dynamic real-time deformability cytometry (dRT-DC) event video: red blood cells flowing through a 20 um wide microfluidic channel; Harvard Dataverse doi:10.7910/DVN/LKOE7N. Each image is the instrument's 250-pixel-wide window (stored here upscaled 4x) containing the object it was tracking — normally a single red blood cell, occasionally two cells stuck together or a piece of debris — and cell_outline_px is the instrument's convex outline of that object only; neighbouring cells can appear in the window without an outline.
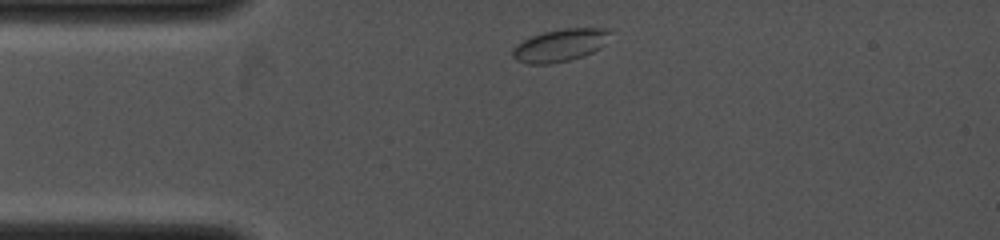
{"species": "common noctule bat (a hibernating species)", "species_latin": "Nyctalus noctula", "temperature_condition": "cold", "stored_images_in_passage": 12, "camera_frame_rate_fps": 4000, "um_per_image_px": 0.085, "animal": {"sex": "female", "body_mass_g": 19.0, "forearm_length_mm": 53.3}, "frame": {"image": 1, "passage_image": 1, "time_ms": 0.0, "image_size_px": [1000, 240], "cell_outline_px": [[608, 32], [604, 44], [600, 48], [584, 56], [568, 60], [548, 64], [528, 64], [516, 60], [512, 56], [512, 48], [516, 44], [532, 36], [544, 32], [564, 28], [608, 28]], "centroid_in_image_um": [47.55, 3.86], "position_along_channel_um": 37.4, "area_um2": 18.26}}
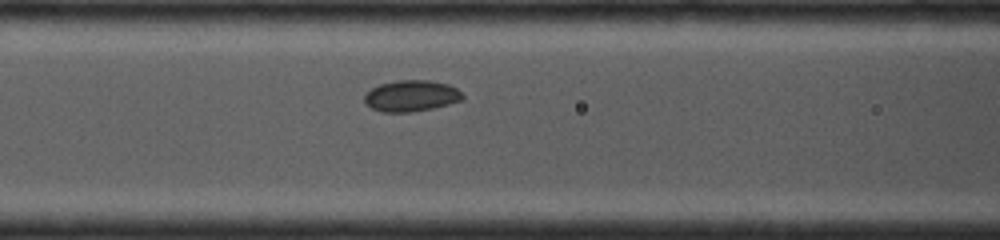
{"frame": {"image": 2, "passage_image": 9, "time_ms": 2.5, "image_size_px": [1000, 240], "cell_outline_px": [[464, 100], [432, 108], [408, 112], [380, 112], [372, 108], [364, 100], [364, 96], [372, 88], [380, 84], [396, 80], [428, 80], [448, 84], [456, 88], [464, 96]], "centroid_in_image_um": [34.97, 8.14], "position_along_channel_um": 131.6, "area_um2": 17.74}}
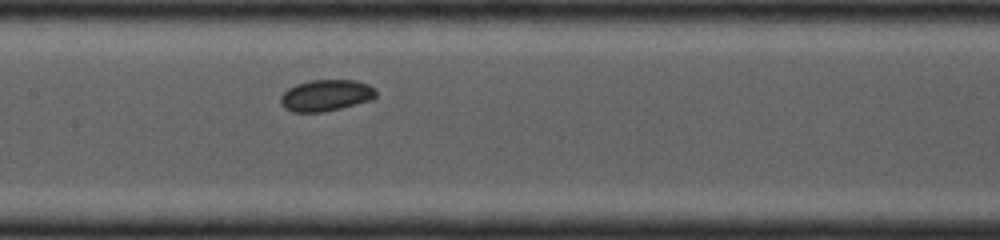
{"frame": {"image": 3, "passage_image": 12, "time_ms": 3.5, "image_size_px": [1000, 240], "cell_outline_px": [[376, 96], [368, 100], [340, 108], [320, 112], [292, 112], [284, 108], [280, 104], [280, 96], [288, 88], [296, 84], [312, 80], [356, 80], [368, 84], [376, 92]], "centroid_in_image_um": [27.65, 8.1], "position_along_channel_um": 179.8, "area_um2": 17.28}}